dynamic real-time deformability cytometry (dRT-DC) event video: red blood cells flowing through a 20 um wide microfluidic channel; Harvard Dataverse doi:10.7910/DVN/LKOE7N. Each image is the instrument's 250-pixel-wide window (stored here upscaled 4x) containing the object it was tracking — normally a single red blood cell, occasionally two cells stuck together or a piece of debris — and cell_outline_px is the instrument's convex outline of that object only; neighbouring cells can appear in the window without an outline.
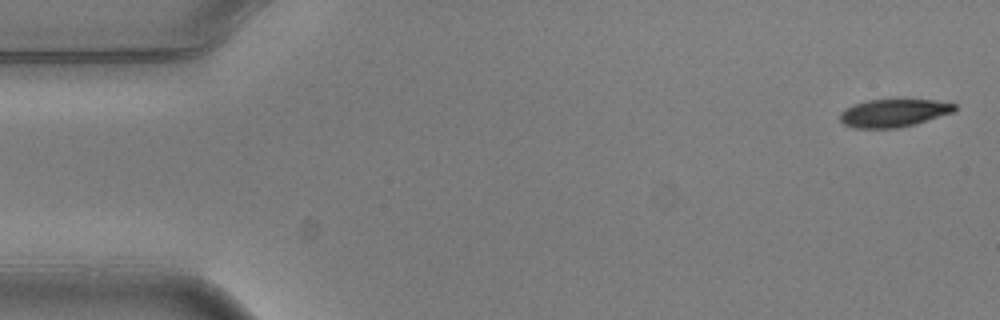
{"species": "common noctule bat (a hibernating species)", "species_latin": "Nyctalus noctula", "temperature_condition": "warm", "stored_images_in_passage": 5, "segment_of_instrument_passage": [2, 2], "camera_frame_rate_fps": 3000, "um_per_image_px": 0.085, "animal": {"sex": "male", "body_mass_g": 20.5, "forearm_length_mm": 52.5}, "frame": {"image": 1, "passage_image": 5, "time_ms": 1.333, "image_size_px": [1000, 320], "cell_outline_px": [[956, 108], [952, 112], [912, 124], [896, 128], [856, 128], [844, 124], [840, 120], [840, 112], [852, 104], [868, 100], [936, 100], [956, 104]], "centroid_in_image_um": [75.91, 9.59], "position_along_channel_um": 9.1, "area_um2": 18.26}}